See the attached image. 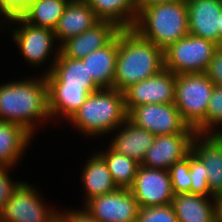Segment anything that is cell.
<instances>
[{"label":"cell","instance_id":"836d02e7","mask_svg":"<svg viewBox=\"0 0 222 222\" xmlns=\"http://www.w3.org/2000/svg\"><path fill=\"white\" fill-rule=\"evenodd\" d=\"M205 74L215 85L222 86V46L216 48Z\"/></svg>","mask_w":222,"mask_h":222},{"label":"cell","instance_id":"7a4b0ae2","mask_svg":"<svg viewBox=\"0 0 222 222\" xmlns=\"http://www.w3.org/2000/svg\"><path fill=\"white\" fill-rule=\"evenodd\" d=\"M164 69V51L142 38L135 30L118 33V54L113 88L124 92L131 85L150 78Z\"/></svg>","mask_w":222,"mask_h":222},{"label":"cell","instance_id":"d590c367","mask_svg":"<svg viewBox=\"0 0 222 222\" xmlns=\"http://www.w3.org/2000/svg\"><path fill=\"white\" fill-rule=\"evenodd\" d=\"M166 1H177V0H135V4L137 7V11L139 12L141 9L155 4V3H162V2H166Z\"/></svg>","mask_w":222,"mask_h":222},{"label":"cell","instance_id":"52a82bcc","mask_svg":"<svg viewBox=\"0 0 222 222\" xmlns=\"http://www.w3.org/2000/svg\"><path fill=\"white\" fill-rule=\"evenodd\" d=\"M217 47L210 40L188 34L164 50V68L176 75L205 73Z\"/></svg>","mask_w":222,"mask_h":222},{"label":"cell","instance_id":"7402d4cb","mask_svg":"<svg viewBox=\"0 0 222 222\" xmlns=\"http://www.w3.org/2000/svg\"><path fill=\"white\" fill-rule=\"evenodd\" d=\"M81 172L84 187L83 205L90 199L113 192L118 187L114 183L104 159L96 152L87 159ZM86 192V193H85Z\"/></svg>","mask_w":222,"mask_h":222},{"label":"cell","instance_id":"e575fe53","mask_svg":"<svg viewBox=\"0 0 222 222\" xmlns=\"http://www.w3.org/2000/svg\"><path fill=\"white\" fill-rule=\"evenodd\" d=\"M62 213L68 218L69 222H100L91 217L82 207L81 209H64Z\"/></svg>","mask_w":222,"mask_h":222},{"label":"cell","instance_id":"2e32d148","mask_svg":"<svg viewBox=\"0 0 222 222\" xmlns=\"http://www.w3.org/2000/svg\"><path fill=\"white\" fill-rule=\"evenodd\" d=\"M120 30L115 23L100 21L91 29L63 42L60 45V52L68 58L82 59L109 44Z\"/></svg>","mask_w":222,"mask_h":222},{"label":"cell","instance_id":"4fadbf2b","mask_svg":"<svg viewBox=\"0 0 222 222\" xmlns=\"http://www.w3.org/2000/svg\"><path fill=\"white\" fill-rule=\"evenodd\" d=\"M197 133H179L155 136L140 165L169 170L177 161L184 159L192 149V142Z\"/></svg>","mask_w":222,"mask_h":222},{"label":"cell","instance_id":"ffe728a7","mask_svg":"<svg viewBox=\"0 0 222 222\" xmlns=\"http://www.w3.org/2000/svg\"><path fill=\"white\" fill-rule=\"evenodd\" d=\"M33 139L23 126L0 121V164L15 168Z\"/></svg>","mask_w":222,"mask_h":222},{"label":"cell","instance_id":"603a6c76","mask_svg":"<svg viewBox=\"0 0 222 222\" xmlns=\"http://www.w3.org/2000/svg\"><path fill=\"white\" fill-rule=\"evenodd\" d=\"M89 94L84 87L48 86V110L51 120L54 122L58 118H64L67 122Z\"/></svg>","mask_w":222,"mask_h":222},{"label":"cell","instance_id":"74e56055","mask_svg":"<svg viewBox=\"0 0 222 222\" xmlns=\"http://www.w3.org/2000/svg\"><path fill=\"white\" fill-rule=\"evenodd\" d=\"M49 222H69L68 218L59 210Z\"/></svg>","mask_w":222,"mask_h":222},{"label":"cell","instance_id":"5bb4252c","mask_svg":"<svg viewBox=\"0 0 222 222\" xmlns=\"http://www.w3.org/2000/svg\"><path fill=\"white\" fill-rule=\"evenodd\" d=\"M189 34L210 40L221 46V34L217 24L222 0H186Z\"/></svg>","mask_w":222,"mask_h":222},{"label":"cell","instance_id":"4dcf8cb0","mask_svg":"<svg viewBox=\"0 0 222 222\" xmlns=\"http://www.w3.org/2000/svg\"><path fill=\"white\" fill-rule=\"evenodd\" d=\"M136 222H179L172 204L140 207Z\"/></svg>","mask_w":222,"mask_h":222},{"label":"cell","instance_id":"3957f363","mask_svg":"<svg viewBox=\"0 0 222 222\" xmlns=\"http://www.w3.org/2000/svg\"><path fill=\"white\" fill-rule=\"evenodd\" d=\"M126 120L124 93L115 88H100L88 95L67 122L85 137L96 138L110 135Z\"/></svg>","mask_w":222,"mask_h":222},{"label":"cell","instance_id":"1f68e13d","mask_svg":"<svg viewBox=\"0 0 222 222\" xmlns=\"http://www.w3.org/2000/svg\"><path fill=\"white\" fill-rule=\"evenodd\" d=\"M10 170L12 172V167L4 166L0 164V212L6 206L7 201L11 198L14 191L23 181L11 180Z\"/></svg>","mask_w":222,"mask_h":222},{"label":"cell","instance_id":"83f0119b","mask_svg":"<svg viewBox=\"0 0 222 222\" xmlns=\"http://www.w3.org/2000/svg\"><path fill=\"white\" fill-rule=\"evenodd\" d=\"M190 153L169 168L171 185L174 194L191 193L192 178L189 175Z\"/></svg>","mask_w":222,"mask_h":222},{"label":"cell","instance_id":"5b68a950","mask_svg":"<svg viewBox=\"0 0 222 222\" xmlns=\"http://www.w3.org/2000/svg\"><path fill=\"white\" fill-rule=\"evenodd\" d=\"M213 88L205 73L176 75L174 105L182 120L198 134H206V112Z\"/></svg>","mask_w":222,"mask_h":222},{"label":"cell","instance_id":"277c9868","mask_svg":"<svg viewBox=\"0 0 222 222\" xmlns=\"http://www.w3.org/2000/svg\"><path fill=\"white\" fill-rule=\"evenodd\" d=\"M132 29L164 51L189 34L186 0L155 3L141 9Z\"/></svg>","mask_w":222,"mask_h":222},{"label":"cell","instance_id":"f546056e","mask_svg":"<svg viewBox=\"0 0 222 222\" xmlns=\"http://www.w3.org/2000/svg\"><path fill=\"white\" fill-rule=\"evenodd\" d=\"M220 128H222V86L214 84L206 112V134H219L222 130Z\"/></svg>","mask_w":222,"mask_h":222},{"label":"cell","instance_id":"4316f807","mask_svg":"<svg viewBox=\"0 0 222 222\" xmlns=\"http://www.w3.org/2000/svg\"><path fill=\"white\" fill-rule=\"evenodd\" d=\"M97 153L107 164L116 186L121 189H129L140 164L130 157L118 153L110 145L105 148V151L99 150Z\"/></svg>","mask_w":222,"mask_h":222},{"label":"cell","instance_id":"8fae6325","mask_svg":"<svg viewBox=\"0 0 222 222\" xmlns=\"http://www.w3.org/2000/svg\"><path fill=\"white\" fill-rule=\"evenodd\" d=\"M82 207L100 222H136L140 208L132 192L121 188L94 197Z\"/></svg>","mask_w":222,"mask_h":222},{"label":"cell","instance_id":"484cf974","mask_svg":"<svg viewBox=\"0 0 222 222\" xmlns=\"http://www.w3.org/2000/svg\"><path fill=\"white\" fill-rule=\"evenodd\" d=\"M69 1L34 0L20 17L33 26L54 31Z\"/></svg>","mask_w":222,"mask_h":222},{"label":"cell","instance_id":"9a60e30c","mask_svg":"<svg viewBox=\"0 0 222 222\" xmlns=\"http://www.w3.org/2000/svg\"><path fill=\"white\" fill-rule=\"evenodd\" d=\"M191 151L207 169L208 187L213 197L222 196V137L219 134H196Z\"/></svg>","mask_w":222,"mask_h":222},{"label":"cell","instance_id":"d6a6232c","mask_svg":"<svg viewBox=\"0 0 222 222\" xmlns=\"http://www.w3.org/2000/svg\"><path fill=\"white\" fill-rule=\"evenodd\" d=\"M33 1L34 0H0V17H4V20H0V27L1 23L4 22L5 25V21L20 17Z\"/></svg>","mask_w":222,"mask_h":222},{"label":"cell","instance_id":"e0dca14e","mask_svg":"<svg viewBox=\"0 0 222 222\" xmlns=\"http://www.w3.org/2000/svg\"><path fill=\"white\" fill-rule=\"evenodd\" d=\"M100 20L86 0H70L54 29L60 46L67 39L94 27Z\"/></svg>","mask_w":222,"mask_h":222},{"label":"cell","instance_id":"8d00e7d4","mask_svg":"<svg viewBox=\"0 0 222 222\" xmlns=\"http://www.w3.org/2000/svg\"><path fill=\"white\" fill-rule=\"evenodd\" d=\"M215 222H222V196L215 197Z\"/></svg>","mask_w":222,"mask_h":222},{"label":"cell","instance_id":"d4e9b609","mask_svg":"<svg viewBox=\"0 0 222 222\" xmlns=\"http://www.w3.org/2000/svg\"><path fill=\"white\" fill-rule=\"evenodd\" d=\"M100 21L115 23L121 29L133 28L138 11L135 0H86Z\"/></svg>","mask_w":222,"mask_h":222},{"label":"cell","instance_id":"6da1fadb","mask_svg":"<svg viewBox=\"0 0 222 222\" xmlns=\"http://www.w3.org/2000/svg\"><path fill=\"white\" fill-rule=\"evenodd\" d=\"M25 78L1 82L0 121L19 124L35 136L39 123L41 126L52 122L48 110V85L42 72L39 77Z\"/></svg>","mask_w":222,"mask_h":222},{"label":"cell","instance_id":"f1b7e54d","mask_svg":"<svg viewBox=\"0 0 222 222\" xmlns=\"http://www.w3.org/2000/svg\"><path fill=\"white\" fill-rule=\"evenodd\" d=\"M189 175L192 178L191 193L207 198H215L208 187V174L204 163L191 151Z\"/></svg>","mask_w":222,"mask_h":222},{"label":"cell","instance_id":"f35d334b","mask_svg":"<svg viewBox=\"0 0 222 222\" xmlns=\"http://www.w3.org/2000/svg\"><path fill=\"white\" fill-rule=\"evenodd\" d=\"M219 19L220 21L217 22L219 29H220V34H221V46H222V9L220 11V15H219Z\"/></svg>","mask_w":222,"mask_h":222},{"label":"cell","instance_id":"ba28073f","mask_svg":"<svg viewBox=\"0 0 222 222\" xmlns=\"http://www.w3.org/2000/svg\"><path fill=\"white\" fill-rule=\"evenodd\" d=\"M38 192L34 185L23 181L0 212V222H49L58 209L44 203Z\"/></svg>","mask_w":222,"mask_h":222},{"label":"cell","instance_id":"cb8c5ba5","mask_svg":"<svg viewBox=\"0 0 222 222\" xmlns=\"http://www.w3.org/2000/svg\"><path fill=\"white\" fill-rule=\"evenodd\" d=\"M172 206L179 222H215V198L193 193L174 194Z\"/></svg>","mask_w":222,"mask_h":222},{"label":"cell","instance_id":"7c38bea8","mask_svg":"<svg viewBox=\"0 0 222 222\" xmlns=\"http://www.w3.org/2000/svg\"><path fill=\"white\" fill-rule=\"evenodd\" d=\"M175 80L176 74L164 68L156 75L131 85L123 92L127 113L143 104L174 103Z\"/></svg>","mask_w":222,"mask_h":222},{"label":"cell","instance_id":"d6986e66","mask_svg":"<svg viewBox=\"0 0 222 222\" xmlns=\"http://www.w3.org/2000/svg\"><path fill=\"white\" fill-rule=\"evenodd\" d=\"M115 131L111 133L114 136L110 139L109 145L118 153L141 164L147 150L154 142L155 135L146 129L135 126L128 119Z\"/></svg>","mask_w":222,"mask_h":222},{"label":"cell","instance_id":"44dd1931","mask_svg":"<svg viewBox=\"0 0 222 222\" xmlns=\"http://www.w3.org/2000/svg\"><path fill=\"white\" fill-rule=\"evenodd\" d=\"M117 54L118 35L109 44L81 59L99 88H113Z\"/></svg>","mask_w":222,"mask_h":222},{"label":"cell","instance_id":"30bf717a","mask_svg":"<svg viewBox=\"0 0 222 222\" xmlns=\"http://www.w3.org/2000/svg\"><path fill=\"white\" fill-rule=\"evenodd\" d=\"M139 207L172 204L174 193L169 170L152 169L139 165L129 188Z\"/></svg>","mask_w":222,"mask_h":222},{"label":"cell","instance_id":"9c48e42d","mask_svg":"<svg viewBox=\"0 0 222 222\" xmlns=\"http://www.w3.org/2000/svg\"><path fill=\"white\" fill-rule=\"evenodd\" d=\"M127 119L135 126L152 132L155 136L197 133L182 120L174 103L143 104L133 107L127 113Z\"/></svg>","mask_w":222,"mask_h":222},{"label":"cell","instance_id":"ac0fdd59","mask_svg":"<svg viewBox=\"0 0 222 222\" xmlns=\"http://www.w3.org/2000/svg\"><path fill=\"white\" fill-rule=\"evenodd\" d=\"M44 75L48 86L84 87L90 94L100 89L94 83L86 64L81 59L65 57L61 52L51 72Z\"/></svg>","mask_w":222,"mask_h":222},{"label":"cell","instance_id":"8992f818","mask_svg":"<svg viewBox=\"0 0 222 222\" xmlns=\"http://www.w3.org/2000/svg\"><path fill=\"white\" fill-rule=\"evenodd\" d=\"M5 22H7L6 25L7 27L9 26L8 28L14 26L11 29V32H13L10 36H12L11 38H13L14 43L18 46L17 49L19 48L24 60L29 63L32 68L42 67L45 62L49 63L48 61L51 60L52 62L50 61L51 64L45 69L46 71H42L43 75L50 73L60 53V46L57 45L54 31L33 26L25 22L21 17H15ZM10 24H12V26H10ZM56 45L58 47H56Z\"/></svg>","mask_w":222,"mask_h":222}]
</instances>
